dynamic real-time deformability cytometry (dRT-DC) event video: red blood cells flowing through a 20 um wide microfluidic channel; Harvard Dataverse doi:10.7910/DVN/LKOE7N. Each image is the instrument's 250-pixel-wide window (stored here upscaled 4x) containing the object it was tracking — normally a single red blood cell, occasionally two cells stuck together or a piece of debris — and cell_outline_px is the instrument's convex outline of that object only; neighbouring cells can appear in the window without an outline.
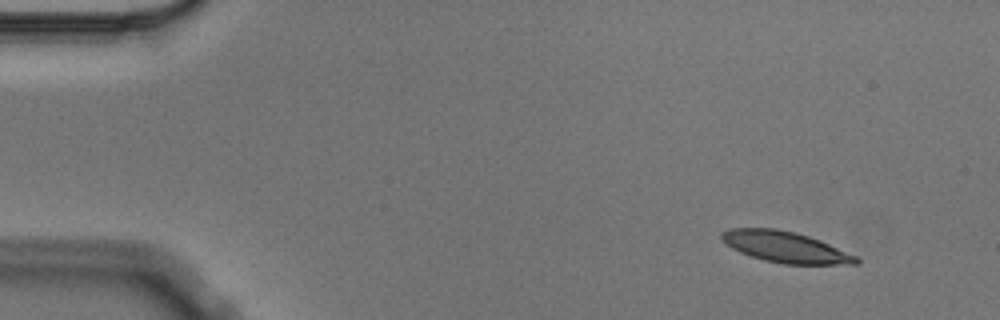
{"species": "Egyptian fruit bat (a non-hibernating species)", "species_latin": "Rousettus aegyptiacus", "temperature_condition": "cold", "stored_images_in_passage": 4, "camera_frame_rate_fps": 3000, "um_per_image_px": 0.085, "animal": {"sex": "male"}, "frame": {"image": 1, "passage_image": 1, "time_ms": 0.0, "image_size_px": [1000, 320], "cell_outline_px": [[860, 264], [784, 264], [764, 260], [740, 252], [732, 248], [720, 240], [720, 232], [728, 228], [776, 228], [796, 232], [820, 240], [856, 256], [860, 260]], "centroid_in_image_um": [66.72, 20.98], "position_along_channel_um": 18.3, "area_um2": 24.33}}
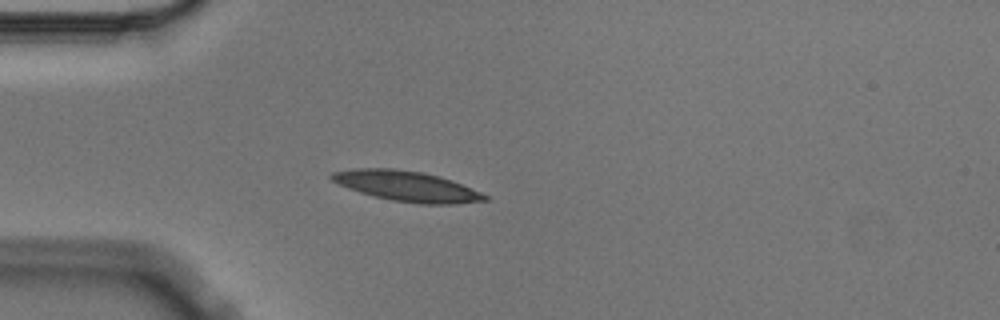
{"frame": {"image": 2, "passage_image": 4, "time_ms": 1.0, "image_size_px": [1000, 320], "cell_outline_px": [[488, 200], [452, 204], [420, 204], [392, 200], [360, 192], [348, 188], [332, 180], [328, 176], [332, 172], [352, 168], [392, 168], [424, 172], [440, 176], [452, 180], [480, 192], [488, 196]], "centroid_in_image_um": [34.57, 15.81], "position_along_channel_um": 50.4, "area_um2": 26.93}}